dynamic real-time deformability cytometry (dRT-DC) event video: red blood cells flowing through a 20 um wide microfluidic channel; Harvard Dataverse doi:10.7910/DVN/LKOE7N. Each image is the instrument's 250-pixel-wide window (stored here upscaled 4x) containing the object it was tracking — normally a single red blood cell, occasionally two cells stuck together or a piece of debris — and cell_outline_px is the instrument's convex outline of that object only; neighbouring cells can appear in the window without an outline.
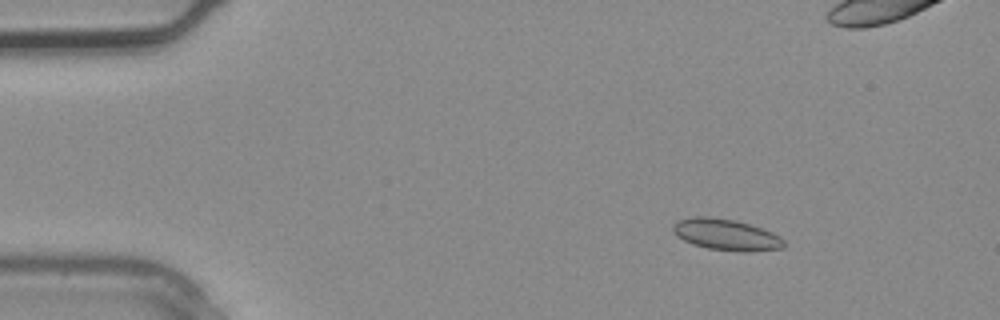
{"species": "common noctule bat (a hibernating species)", "species_latin": "Nyctalus noctula", "temperature_condition": "warm", "stored_images_in_passage": 4, "camera_frame_rate_fps": 3000, "um_per_image_px": 0.085, "animal": {"sex": "male", "body_mass_g": 20.4}, "frame": {"image": 1, "passage_image": 2, "time_ms": 0.333, "image_size_px": [1000, 320], "cell_outline_px": [[784, 248], [744, 252], [708, 248], [692, 244], [676, 236], [672, 232], [672, 224], [680, 220], [696, 216], [708, 216], [736, 220], [772, 232], [780, 236], [784, 240]], "centroid_in_image_um": [61.7, 19.94], "position_along_channel_um": 23.3, "area_um2": 20.17}}